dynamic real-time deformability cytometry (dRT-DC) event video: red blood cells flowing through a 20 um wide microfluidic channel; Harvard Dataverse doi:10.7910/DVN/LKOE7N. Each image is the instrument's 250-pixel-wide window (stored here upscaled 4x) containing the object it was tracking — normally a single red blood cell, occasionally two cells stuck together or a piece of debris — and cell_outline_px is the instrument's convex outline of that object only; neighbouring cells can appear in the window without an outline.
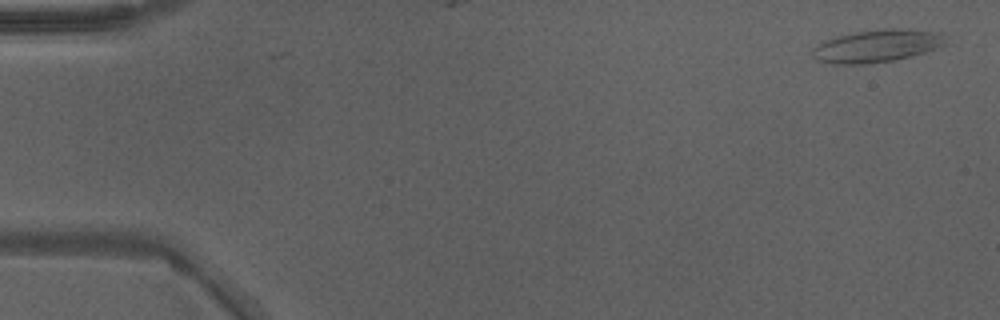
{"species": "Egyptian fruit bat (a non-hibernating species)", "species_latin": "Rousettus aegyptiacus", "temperature_condition": "warm", "stored_images_in_passage": 4, "camera_frame_rate_fps": 3000, "um_per_image_px": 0.085, "animal": {"sex": "male"}, "frame": {"image": 1, "passage_image": 1, "time_ms": 0.0, "image_size_px": [1000, 320], "cell_outline_px": [[944, 44], [924, 52], [892, 60], [868, 64], [832, 64], [816, 60], [812, 56], [812, 48], [824, 40], [856, 32], [884, 28], [908, 28], [944, 32]], "centroid_in_image_um": [74.52, 3.89], "position_along_channel_um": 10.5, "area_um2": 25.26}}